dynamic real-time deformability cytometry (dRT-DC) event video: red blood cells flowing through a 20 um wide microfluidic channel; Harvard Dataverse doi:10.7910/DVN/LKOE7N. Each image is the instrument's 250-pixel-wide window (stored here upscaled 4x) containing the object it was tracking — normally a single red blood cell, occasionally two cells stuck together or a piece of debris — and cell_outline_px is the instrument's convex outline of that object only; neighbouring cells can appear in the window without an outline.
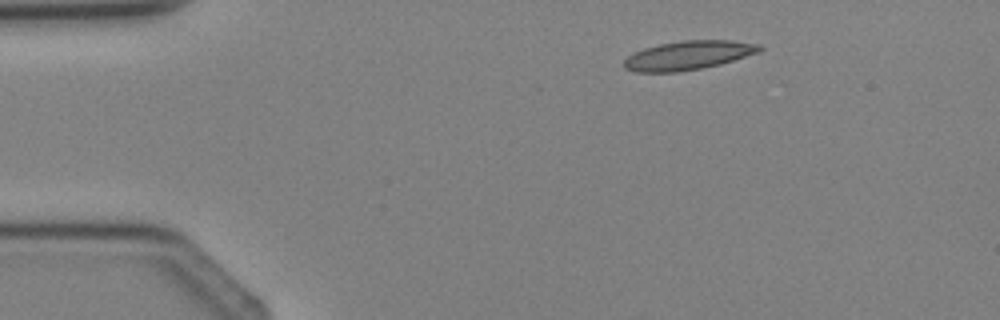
{"species": "Egyptian fruit bat (a non-hibernating species)", "species_latin": "Rousettus aegyptiacus", "temperature_condition": "cold", "stored_images_in_passage": 3, "camera_frame_rate_fps": 3000, "um_per_image_px": 0.085, "animal": {"sex": "female"}, "frame": {"image": 1, "passage_image": 2, "time_ms": 1.0, "image_size_px": [1000, 320], "cell_outline_px": [[764, 48], [756, 52], [720, 64], [700, 68], [676, 72], [636, 72], [624, 68], [624, 60], [628, 56], [644, 48], [660, 44], [684, 40], [728, 40], [760, 44]], "centroid_in_image_um": [58.47, 4.7], "position_along_channel_um": 26.5, "area_um2": 22.48}}